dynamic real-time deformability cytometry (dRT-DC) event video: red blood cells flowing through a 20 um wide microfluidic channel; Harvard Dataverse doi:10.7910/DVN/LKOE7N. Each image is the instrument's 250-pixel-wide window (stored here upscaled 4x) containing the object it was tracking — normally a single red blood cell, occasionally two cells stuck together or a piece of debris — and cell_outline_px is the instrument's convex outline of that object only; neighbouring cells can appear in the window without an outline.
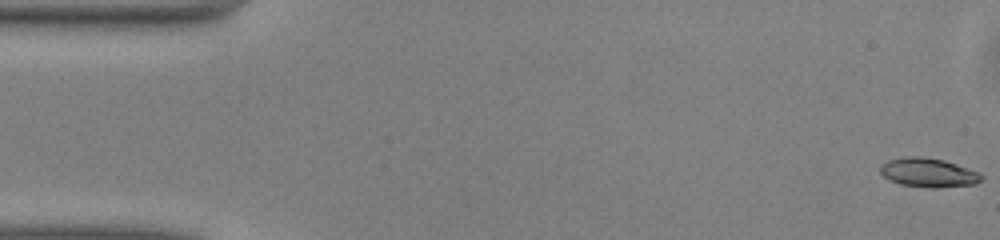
{"species": "common noctule bat (a hibernating species)", "species_latin": "Nyctalus noctula", "temperature_condition": "warm", "stored_images_in_passage": 48, "camera_frame_rate_fps": 3000, "um_per_image_px": 0.085, "animal": {"sex": "male", "body_mass_g": 13.0, "forearm_length_mm": 53.1}, "frame": {"image": 1, "passage_image": 1, "time_ms": 0.0, "image_size_px": [1000, 240], "cell_outline_px": [[984, 176], [976, 184], [936, 188], [932, 188], [900, 184], [888, 180], [880, 172], [880, 168], [888, 160], [904, 156], [920, 156], [944, 160], [980, 172]], "centroid_in_image_um": [78.92, 14.67], "position_along_channel_um": 6.1, "area_um2": 17.17}}
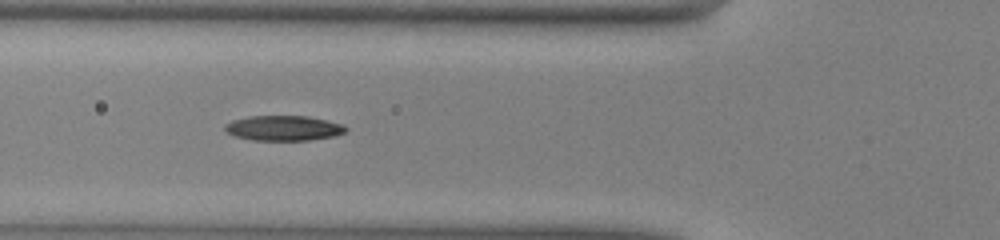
{"frame": {"image": 2, "passage_image": 18, "time_ms": 5.667, "image_size_px": [1000, 240], "cell_outline_px": [[348, 128], [344, 132], [336, 136], [308, 140], [252, 140], [232, 136], [224, 132], [224, 124], [232, 120], [248, 116], [308, 116], [328, 120], [344, 124]], "centroid_in_image_um": [24.07, 10.89], "position_along_channel_um": 101.7, "area_um2": 17.98}}
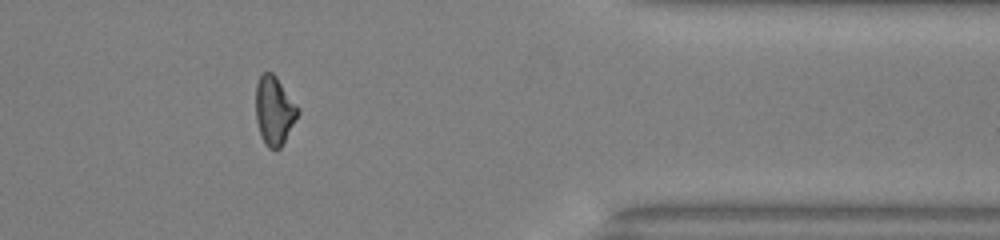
{"frame": {"image": 3, "passage_image": 41, "time_ms": 13.333, "image_size_px": [1000, 240], "cell_outline_px": [[300, 112], [280, 148], [268, 148], [264, 144], [260, 136], [256, 120], [256, 84], [260, 76], [264, 72], [272, 72], [276, 76], [300, 108]], "centroid_in_image_um": [23.31, 9.39], "position_along_channel_um": 388.1, "area_um2": 16.88}, "authors_computed_cell_mechanics": {"area_um2": 17.1666, "velocity_mm_per_s": 4.0794, "shape_relaxation_time_tau1_ms": 4.9273, "shape_relaxation_time_tau2_ms": 10.4924, "deformation_change_tau1": 0.1525, "deformation_change_tau2": 0.2016}}